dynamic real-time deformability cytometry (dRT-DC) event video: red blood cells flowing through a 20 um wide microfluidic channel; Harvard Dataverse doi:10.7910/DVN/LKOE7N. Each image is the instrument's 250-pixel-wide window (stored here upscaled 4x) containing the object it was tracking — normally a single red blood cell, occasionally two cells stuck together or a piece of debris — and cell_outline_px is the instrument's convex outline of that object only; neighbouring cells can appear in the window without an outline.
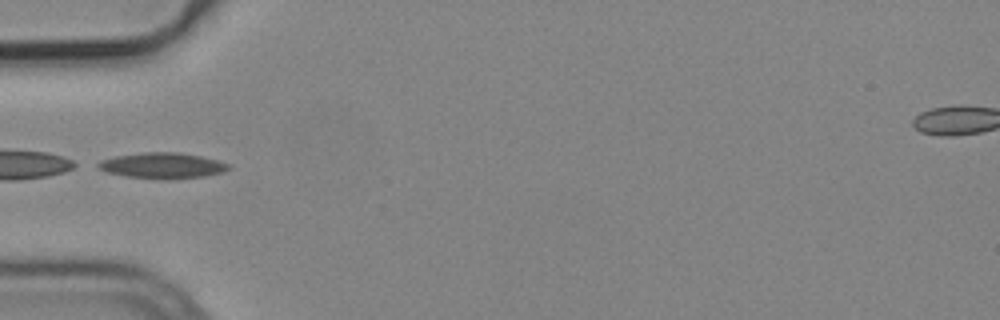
{"species": "common noctule bat (a hibernating species)", "species_latin": "Nyctalus noctula", "temperature_condition": "cold", "stored_images_in_passage": 4, "camera_frame_rate_fps": 3000, "um_per_image_px": 0.085, "animal": {"sex": "male", "body_mass_g": 19.2, "forearm_length_mm": 51.8}, "frame": {"image": 1, "passage_image": 4, "time_ms": 1.0, "image_size_px": [1000, 320], "cell_outline_px": [[232, 168], [224, 172], [204, 176], [168, 180], [164, 180], [124, 176], [108, 172], [92, 164], [100, 160], [116, 156], [144, 152], [180, 152], [200, 156], [216, 160], [228, 164]], "centroid_in_image_um": [13.79, 14.08], "position_along_channel_um": 71.2, "area_um2": 19.77}}